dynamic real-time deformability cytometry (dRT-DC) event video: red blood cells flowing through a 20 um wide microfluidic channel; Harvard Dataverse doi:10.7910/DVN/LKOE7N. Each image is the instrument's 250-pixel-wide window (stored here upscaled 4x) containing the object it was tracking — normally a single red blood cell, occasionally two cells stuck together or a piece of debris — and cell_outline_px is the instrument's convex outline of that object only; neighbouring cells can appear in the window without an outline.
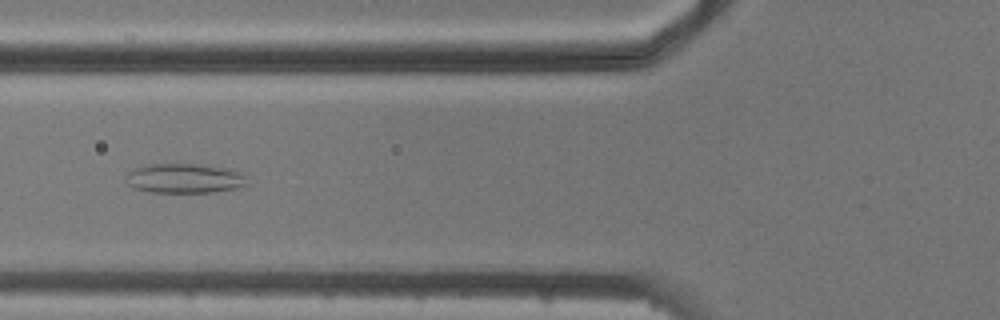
{"species": "common noctule bat (a hibernating species)", "species_latin": "Nyctalus noctula", "temperature_condition": "cold", "stored_images_in_passage": 6, "camera_frame_rate_fps": 3000, "um_per_image_px": 0.085, "animal": {"sex": "male", "body_mass_g": 20.5, "forearm_length_mm": 52.5}, "frame": {"image": 1, "passage_image": 4, "time_ms": 3.333, "image_size_px": [1000, 320], "cell_outline_px": [[248, 184], [236, 188], [212, 192], [148, 192], [132, 188], [124, 180], [124, 176], [132, 168], [144, 164], [200, 164], [228, 168], [244, 172]], "centroid_in_image_um": [15.64, 15.15], "position_along_channel_um": 110.2, "area_um2": 21.39}}